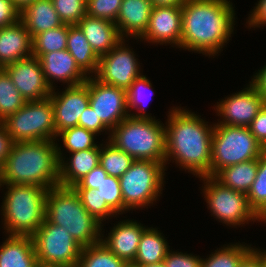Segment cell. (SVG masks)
Here are the masks:
<instances>
[{
  "instance_id": "cell-1",
  "label": "cell",
  "mask_w": 266,
  "mask_h": 267,
  "mask_svg": "<svg viewBox=\"0 0 266 267\" xmlns=\"http://www.w3.org/2000/svg\"><path fill=\"white\" fill-rule=\"evenodd\" d=\"M171 109L167 112L165 122L166 171L167 164L172 160L176 167H181L182 171L184 169L195 177L211 176L214 123L210 124L187 108L173 106Z\"/></svg>"
},
{
  "instance_id": "cell-2",
  "label": "cell",
  "mask_w": 266,
  "mask_h": 267,
  "mask_svg": "<svg viewBox=\"0 0 266 267\" xmlns=\"http://www.w3.org/2000/svg\"><path fill=\"white\" fill-rule=\"evenodd\" d=\"M230 0H186L182 8L180 49L204 56H219L236 25Z\"/></svg>"
},
{
  "instance_id": "cell-3",
  "label": "cell",
  "mask_w": 266,
  "mask_h": 267,
  "mask_svg": "<svg viewBox=\"0 0 266 267\" xmlns=\"http://www.w3.org/2000/svg\"><path fill=\"white\" fill-rule=\"evenodd\" d=\"M57 142H14L0 170V184L36 185L50 189L59 185Z\"/></svg>"
},
{
  "instance_id": "cell-4",
  "label": "cell",
  "mask_w": 266,
  "mask_h": 267,
  "mask_svg": "<svg viewBox=\"0 0 266 267\" xmlns=\"http://www.w3.org/2000/svg\"><path fill=\"white\" fill-rule=\"evenodd\" d=\"M45 219L66 228L82 247L98 244L103 226L83 206L73 187L57 185L48 189Z\"/></svg>"
},
{
  "instance_id": "cell-5",
  "label": "cell",
  "mask_w": 266,
  "mask_h": 267,
  "mask_svg": "<svg viewBox=\"0 0 266 267\" xmlns=\"http://www.w3.org/2000/svg\"><path fill=\"white\" fill-rule=\"evenodd\" d=\"M4 185L6 192L0 212L5 234L32 236L44 222L48 189L36 185L0 184V190Z\"/></svg>"
},
{
  "instance_id": "cell-6",
  "label": "cell",
  "mask_w": 266,
  "mask_h": 267,
  "mask_svg": "<svg viewBox=\"0 0 266 267\" xmlns=\"http://www.w3.org/2000/svg\"><path fill=\"white\" fill-rule=\"evenodd\" d=\"M161 122L157 118L129 116L111 130L108 141L135 160H150L165 165L166 129Z\"/></svg>"
},
{
  "instance_id": "cell-7",
  "label": "cell",
  "mask_w": 266,
  "mask_h": 267,
  "mask_svg": "<svg viewBox=\"0 0 266 267\" xmlns=\"http://www.w3.org/2000/svg\"><path fill=\"white\" fill-rule=\"evenodd\" d=\"M165 171V165L156 161L135 160L132 163L119 178L124 214L157 203L164 190Z\"/></svg>"
},
{
  "instance_id": "cell-8",
  "label": "cell",
  "mask_w": 266,
  "mask_h": 267,
  "mask_svg": "<svg viewBox=\"0 0 266 267\" xmlns=\"http://www.w3.org/2000/svg\"><path fill=\"white\" fill-rule=\"evenodd\" d=\"M266 150L249 127L216 124L212 135L211 177L225 167L259 158Z\"/></svg>"
},
{
  "instance_id": "cell-9",
  "label": "cell",
  "mask_w": 266,
  "mask_h": 267,
  "mask_svg": "<svg viewBox=\"0 0 266 267\" xmlns=\"http://www.w3.org/2000/svg\"><path fill=\"white\" fill-rule=\"evenodd\" d=\"M199 179L204 185L200 190L207 208L216 221L218 219V222L231 228L259 221V217L249 206L247 194L225 187L211 176Z\"/></svg>"
},
{
  "instance_id": "cell-10",
  "label": "cell",
  "mask_w": 266,
  "mask_h": 267,
  "mask_svg": "<svg viewBox=\"0 0 266 267\" xmlns=\"http://www.w3.org/2000/svg\"><path fill=\"white\" fill-rule=\"evenodd\" d=\"M13 142L56 141L53 104L50 98L26 101L2 122Z\"/></svg>"
},
{
  "instance_id": "cell-11",
  "label": "cell",
  "mask_w": 266,
  "mask_h": 267,
  "mask_svg": "<svg viewBox=\"0 0 266 267\" xmlns=\"http://www.w3.org/2000/svg\"><path fill=\"white\" fill-rule=\"evenodd\" d=\"M32 239L39 263L77 267L83 247L72 238L66 228L44 219Z\"/></svg>"
},
{
  "instance_id": "cell-12",
  "label": "cell",
  "mask_w": 266,
  "mask_h": 267,
  "mask_svg": "<svg viewBox=\"0 0 266 267\" xmlns=\"http://www.w3.org/2000/svg\"><path fill=\"white\" fill-rule=\"evenodd\" d=\"M130 39H122L107 54L99 57L98 70L94 77L101 83L127 90L139 77L141 65L138 55L126 43ZM135 53V54H134Z\"/></svg>"
},
{
  "instance_id": "cell-13",
  "label": "cell",
  "mask_w": 266,
  "mask_h": 267,
  "mask_svg": "<svg viewBox=\"0 0 266 267\" xmlns=\"http://www.w3.org/2000/svg\"><path fill=\"white\" fill-rule=\"evenodd\" d=\"M244 89L227 95L214 104L213 109L219 116L216 124L249 127L253 119L265 105L257 88L249 81Z\"/></svg>"
},
{
  "instance_id": "cell-14",
  "label": "cell",
  "mask_w": 266,
  "mask_h": 267,
  "mask_svg": "<svg viewBox=\"0 0 266 267\" xmlns=\"http://www.w3.org/2000/svg\"><path fill=\"white\" fill-rule=\"evenodd\" d=\"M89 87V105L110 130L129 117L126 90L101 83L94 76L85 82Z\"/></svg>"
},
{
  "instance_id": "cell-15",
  "label": "cell",
  "mask_w": 266,
  "mask_h": 267,
  "mask_svg": "<svg viewBox=\"0 0 266 267\" xmlns=\"http://www.w3.org/2000/svg\"><path fill=\"white\" fill-rule=\"evenodd\" d=\"M63 91L52 90L49 96L53 104L56 138L65 129L78 126V121L89 105V87L84 82L67 86Z\"/></svg>"
},
{
  "instance_id": "cell-16",
  "label": "cell",
  "mask_w": 266,
  "mask_h": 267,
  "mask_svg": "<svg viewBox=\"0 0 266 267\" xmlns=\"http://www.w3.org/2000/svg\"><path fill=\"white\" fill-rule=\"evenodd\" d=\"M182 36V8L167 6L153 7L150 14L148 27L144 34L137 40L152 45H171L180 48Z\"/></svg>"
},
{
  "instance_id": "cell-17",
  "label": "cell",
  "mask_w": 266,
  "mask_h": 267,
  "mask_svg": "<svg viewBox=\"0 0 266 267\" xmlns=\"http://www.w3.org/2000/svg\"><path fill=\"white\" fill-rule=\"evenodd\" d=\"M3 69L26 101H39L51 95L52 89L45 80L38 58L19 60Z\"/></svg>"
},
{
  "instance_id": "cell-18",
  "label": "cell",
  "mask_w": 266,
  "mask_h": 267,
  "mask_svg": "<svg viewBox=\"0 0 266 267\" xmlns=\"http://www.w3.org/2000/svg\"><path fill=\"white\" fill-rule=\"evenodd\" d=\"M33 57L39 59L45 80L52 90L56 87L55 81L62 82L67 87L82 84L88 79L67 49L33 54Z\"/></svg>"
},
{
  "instance_id": "cell-19",
  "label": "cell",
  "mask_w": 266,
  "mask_h": 267,
  "mask_svg": "<svg viewBox=\"0 0 266 267\" xmlns=\"http://www.w3.org/2000/svg\"><path fill=\"white\" fill-rule=\"evenodd\" d=\"M119 220L104 236L101 231V242L117 257L126 262H134L142 233L148 228L137 220Z\"/></svg>"
},
{
  "instance_id": "cell-20",
  "label": "cell",
  "mask_w": 266,
  "mask_h": 267,
  "mask_svg": "<svg viewBox=\"0 0 266 267\" xmlns=\"http://www.w3.org/2000/svg\"><path fill=\"white\" fill-rule=\"evenodd\" d=\"M32 56V37L21 20L0 28V68Z\"/></svg>"
},
{
  "instance_id": "cell-21",
  "label": "cell",
  "mask_w": 266,
  "mask_h": 267,
  "mask_svg": "<svg viewBox=\"0 0 266 267\" xmlns=\"http://www.w3.org/2000/svg\"><path fill=\"white\" fill-rule=\"evenodd\" d=\"M152 9L151 0H123L115 23L121 37L138 40L148 27Z\"/></svg>"
},
{
  "instance_id": "cell-22",
  "label": "cell",
  "mask_w": 266,
  "mask_h": 267,
  "mask_svg": "<svg viewBox=\"0 0 266 267\" xmlns=\"http://www.w3.org/2000/svg\"><path fill=\"white\" fill-rule=\"evenodd\" d=\"M76 25L98 57L107 54L123 39L116 24L106 19L86 15Z\"/></svg>"
},
{
  "instance_id": "cell-23",
  "label": "cell",
  "mask_w": 266,
  "mask_h": 267,
  "mask_svg": "<svg viewBox=\"0 0 266 267\" xmlns=\"http://www.w3.org/2000/svg\"><path fill=\"white\" fill-rule=\"evenodd\" d=\"M100 151L101 143L95 148L69 153V158H66V156L58 157L60 161L59 185L73 187L80 182L92 169L99 165Z\"/></svg>"
},
{
  "instance_id": "cell-24",
  "label": "cell",
  "mask_w": 266,
  "mask_h": 267,
  "mask_svg": "<svg viewBox=\"0 0 266 267\" xmlns=\"http://www.w3.org/2000/svg\"><path fill=\"white\" fill-rule=\"evenodd\" d=\"M5 236L0 245V267H35L38 261L32 236Z\"/></svg>"
},
{
  "instance_id": "cell-25",
  "label": "cell",
  "mask_w": 266,
  "mask_h": 267,
  "mask_svg": "<svg viewBox=\"0 0 266 267\" xmlns=\"http://www.w3.org/2000/svg\"><path fill=\"white\" fill-rule=\"evenodd\" d=\"M20 20L29 31L32 39L46 31L60 27L64 23L60 20L52 0H35L20 12Z\"/></svg>"
},
{
  "instance_id": "cell-26",
  "label": "cell",
  "mask_w": 266,
  "mask_h": 267,
  "mask_svg": "<svg viewBox=\"0 0 266 267\" xmlns=\"http://www.w3.org/2000/svg\"><path fill=\"white\" fill-rule=\"evenodd\" d=\"M67 50L88 77L96 74L99 57L92 50L91 45L77 25L68 24Z\"/></svg>"
},
{
  "instance_id": "cell-27",
  "label": "cell",
  "mask_w": 266,
  "mask_h": 267,
  "mask_svg": "<svg viewBox=\"0 0 266 267\" xmlns=\"http://www.w3.org/2000/svg\"><path fill=\"white\" fill-rule=\"evenodd\" d=\"M158 228L148 227L141 236L135 264L139 266L162 262L170 250L166 237Z\"/></svg>"
},
{
  "instance_id": "cell-28",
  "label": "cell",
  "mask_w": 266,
  "mask_h": 267,
  "mask_svg": "<svg viewBox=\"0 0 266 267\" xmlns=\"http://www.w3.org/2000/svg\"><path fill=\"white\" fill-rule=\"evenodd\" d=\"M258 158L220 170L214 178L222 185L247 194L257 176Z\"/></svg>"
},
{
  "instance_id": "cell-29",
  "label": "cell",
  "mask_w": 266,
  "mask_h": 267,
  "mask_svg": "<svg viewBox=\"0 0 266 267\" xmlns=\"http://www.w3.org/2000/svg\"><path fill=\"white\" fill-rule=\"evenodd\" d=\"M153 90L152 83L146 75L141 74L132 82L131 86L126 90L127 110L130 117L155 119V116L152 117V114L147 113V110H145L146 104H149L151 96L154 95ZM132 109L138 112L134 113Z\"/></svg>"
},
{
  "instance_id": "cell-30",
  "label": "cell",
  "mask_w": 266,
  "mask_h": 267,
  "mask_svg": "<svg viewBox=\"0 0 266 267\" xmlns=\"http://www.w3.org/2000/svg\"><path fill=\"white\" fill-rule=\"evenodd\" d=\"M96 136L98 135L93 131L79 126L63 130L57 135L58 138H56V142L62 141L61 143H63V145L57 143L58 157H64V155L67 157V155L63 153L65 150L67 153H72L95 148L98 145V142H95V139H97ZM61 145L64 147L63 149Z\"/></svg>"
},
{
  "instance_id": "cell-31",
  "label": "cell",
  "mask_w": 266,
  "mask_h": 267,
  "mask_svg": "<svg viewBox=\"0 0 266 267\" xmlns=\"http://www.w3.org/2000/svg\"><path fill=\"white\" fill-rule=\"evenodd\" d=\"M134 161L133 157L116 148L108 140L101 143L99 165L109 176L120 178L127 172Z\"/></svg>"
},
{
  "instance_id": "cell-32",
  "label": "cell",
  "mask_w": 266,
  "mask_h": 267,
  "mask_svg": "<svg viewBox=\"0 0 266 267\" xmlns=\"http://www.w3.org/2000/svg\"><path fill=\"white\" fill-rule=\"evenodd\" d=\"M252 244L232 242L202 258L201 267H238L242 258L252 249Z\"/></svg>"
},
{
  "instance_id": "cell-33",
  "label": "cell",
  "mask_w": 266,
  "mask_h": 267,
  "mask_svg": "<svg viewBox=\"0 0 266 267\" xmlns=\"http://www.w3.org/2000/svg\"><path fill=\"white\" fill-rule=\"evenodd\" d=\"M26 100L16 89L8 73L0 69V123L5 121L10 115L16 113Z\"/></svg>"
},
{
  "instance_id": "cell-34",
  "label": "cell",
  "mask_w": 266,
  "mask_h": 267,
  "mask_svg": "<svg viewBox=\"0 0 266 267\" xmlns=\"http://www.w3.org/2000/svg\"><path fill=\"white\" fill-rule=\"evenodd\" d=\"M124 263L100 241L82 248L77 267H122Z\"/></svg>"
},
{
  "instance_id": "cell-35",
  "label": "cell",
  "mask_w": 266,
  "mask_h": 267,
  "mask_svg": "<svg viewBox=\"0 0 266 267\" xmlns=\"http://www.w3.org/2000/svg\"><path fill=\"white\" fill-rule=\"evenodd\" d=\"M68 24L46 30L32 39L33 54H45L67 49Z\"/></svg>"
},
{
  "instance_id": "cell-36",
  "label": "cell",
  "mask_w": 266,
  "mask_h": 267,
  "mask_svg": "<svg viewBox=\"0 0 266 267\" xmlns=\"http://www.w3.org/2000/svg\"><path fill=\"white\" fill-rule=\"evenodd\" d=\"M247 198L249 206L260 218L266 212V151L258 158L257 176Z\"/></svg>"
},
{
  "instance_id": "cell-37",
  "label": "cell",
  "mask_w": 266,
  "mask_h": 267,
  "mask_svg": "<svg viewBox=\"0 0 266 267\" xmlns=\"http://www.w3.org/2000/svg\"><path fill=\"white\" fill-rule=\"evenodd\" d=\"M83 206L92 215L97 221H99L102 225L104 221L112 219L116 217L118 214L105 202L102 200L98 193H95L92 189H74ZM112 217V218H110ZM103 222V223H102Z\"/></svg>"
},
{
  "instance_id": "cell-38",
  "label": "cell",
  "mask_w": 266,
  "mask_h": 267,
  "mask_svg": "<svg viewBox=\"0 0 266 267\" xmlns=\"http://www.w3.org/2000/svg\"><path fill=\"white\" fill-rule=\"evenodd\" d=\"M52 3L64 24L76 25L87 15V0H52Z\"/></svg>"
},
{
  "instance_id": "cell-39",
  "label": "cell",
  "mask_w": 266,
  "mask_h": 267,
  "mask_svg": "<svg viewBox=\"0 0 266 267\" xmlns=\"http://www.w3.org/2000/svg\"><path fill=\"white\" fill-rule=\"evenodd\" d=\"M98 193L102 200L118 214H123V199L122 192L119 183V178L113 176H107L99 185L98 189L94 190Z\"/></svg>"
},
{
  "instance_id": "cell-40",
  "label": "cell",
  "mask_w": 266,
  "mask_h": 267,
  "mask_svg": "<svg viewBox=\"0 0 266 267\" xmlns=\"http://www.w3.org/2000/svg\"><path fill=\"white\" fill-rule=\"evenodd\" d=\"M123 0H87V15L116 23Z\"/></svg>"
},
{
  "instance_id": "cell-41",
  "label": "cell",
  "mask_w": 266,
  "mask_h": 267,
  "mask_svg": "<svg viewBox=\"0 0 266 267\" xmlns=\"http://www.w3.org/2000/svg\"><path fill=\"white\" fill-rule=\"evenodd\" d=\"M163 262L166 267H201L202 258L187 252L169 250Z\"/></svg>"
},
{
  "instance_id": "cell-42",
  "label": "cell",
  "mask_w": 266,
  "mask_h": 267,
  "mask_svg": "<svg viewBox=\"0 0 266 267\" xmlns=\"http://www.w3.org/2000/svg\"><path fill=\"white\" fill-rule=\"evenodd\" d=\"M78 126L93 131L98 136L99 134H103L102 132L105 131V134L108 135L106 140H108L110 137L111 130L99 118H97V115L90 105H88L85 111H83L81 114L78 121Z\"/></svg>"
},
{
  "instance_id": "cell-43",
  "label": "cell",
  "mask_w": 266,
  "mask_h": 267,
  "mask_svg": "<svg viewBox=\"0 0 266 267\" xmlns=\"http://www.w3.org/2000/svg\"><path fill=\"white\" fill-rule=\"evenodd\" d=\"M107 176L108 174L104 171V169L100 165H97L80 182L75 184L73 188L92 190L98 189L102 180Z\"/></svg>"
},
{
  "instance_id": "cell-44",
  "label": "cell",
  "mask_w": 266,
  "mask_h": 267,
  "mask_svg": "<svg viewBox=\"0 0 266 267\" xmlns=\"http://www.w3.org/2000/svg\"><path fill=\"white\" fill-rule=\"evenodd\" d=\"M20 20V11L12 0H0V28L15 24Z\"/></svg>"
},
{
  "instance_id": "cell-45",
  "label": "cell",
  "mask_w": 266,
  "mask_h": 267,
  "mask_svg": "<svg viewBox=\"0 0 266 267\" xmlns=\"http://www.w3.org/2000/svg\"><path fill=\"white\" fill-rule=\"evenodd\" d=\"M251 134L266 150V104L259 111L249 126Z\"/></svg>"
},
{
  "instance_id": "cell-46",
  "label": "cell",
  "mask_w": 266,
  "mask_h": 267,
  "mask_svg": "<svg viewBox=\"0 0 266 267\" xmlns=\"http://www.w3.org/2000/svg\"><path fill=\"white\" fill-rule=\"evenodd\" d=\"M255 5L246 21L248 25L246 27L249 29L254 28V30L255 28L266 26V0H258Z\"/></svg>"
},
{
  "instance_id": "cell-47",
  "label": "cell",
  "mask_w": 266,
  "mask_h": 267,
  "mask_svg": "<svg viewBox=\"0 0 266 267\" xmlns=\"http://www.w3.org/2000/svg\"><path fill=\"white\" fill-rule=\"evenodd\" d=\"M13 140L3 123H0V170L10 154Z\"/></svg>"
},
{
  "instance_id": "cell-48",
  "label": "cell",
  "mask_w": 266,
  "mask_h": 267,
  "mask_svg": "<svg viewBox=\"0 0 266 267\" xmlns=\"http://www.w3.org/2000/svg\"><path fill=\"white\" fill-rule=\"evenodd\" d=\"M251 77L250 82L257 88L266 104V64Z\"/></svg>"
},
{
  "instance_id": "cell-49",
  "label": "cell",
  "mask_w": 266,
  "mask_h": 267,
  "mask_svg": "<svg viewBox=\"0 0 266 267\" xmlns=\"http://www.w3.org/2000/svg\"><path fill=\"white\" fill-rule=\"evenodd\" d=\"M238 267H262L258 254L251 249L240 261Z\"/></svg>"
},
{
  "instance_id": "cell-50",
  "label": "cell",
  "mask_w": 266,
  "mask_h": 267,
  "mask_svg": "<svg viewBox=\"0 0 266 267\" xmlns=\"http://www.w3.org/2000/svg\"><path fill=\"white\" fill-rule=\"evenodd\" d=\"M153 7H181L186 0H151Z\"/></svg>"
},
{
  "instance_id": "cell-51",
  "label": "cell",
  "mask_w": 266,
  "mask_h": 267,
  "mask_svg": "<svg viewBox=\"0 0 266 267\" xmlns=\"http://www.w3.org/2000/svg\"><path fill=\"white\" fill-rule=\"evenodd\" d=\"M254 247L255 246H252V249L258 254L262 267H266V250L262 249V251L260 248Z\"/></svg>"
},
{
  "instance_id": "cell-52",
  "label": "cell",
  "mask_w": 266,
  "mask_h": 267,
  "mask_svg": "<svg viewBox=\"0 0 266 267\" xmlns=\"http://www.w3.org/2000/svg\"><path fill=\"white\" fill-rule=\"evenodd\" d=\"M14 5L19 9V11L21 12V10L23 8H25L28 4L33 3L35 0H12Z\"/></svg>"
},
{
  "instance_id": "cell-53",
  "label": "cell",
  "mask_w": 266,
  "mask_h": 267,
  "mask_svg": "<svg viewBox=\"0 0 266 267\" xmlns=\"http://www.w3.org/2000/svg\"><path fill=\"white\" fill-rule=\"evenodd\" d=\"M140 267H166L164 262L156 263V264H148V265H143Z\"/></svg>"
},
{
  "instance_id": "cell-54",
  "label": "cell",
  "mask_w": 266,
  "mask_h": 267,
  "mask_svg": "<svg viewBox=\"0 0 266 267\" xmlns=\"http://www.w3.org/2000/svg\"><path fill=\"white\" fill-rule=\"evenodd\" d=\"M35 267H64V266H58V265H50V264H42V263H37Z\"/></svg>"
},
{
  "instance_id": "cell-55",
  "label": "cell",
  "mask_w": 266,
  "mask_h": 267,
  "mask_svg": "<svg viewBox=\"0 0 266 267\" xmlns=\"http://www.w3.org/2000/svg\"><path fill=\"white\" fill-rule=\"evenodd\" d=\"M122 267H140L139 265L133 263V262H126Z\"/></svg>"
},
{
  "instance_id": "cell-56",
  "label": "cell",
  "mask_w": 266,
  "mask_h": 267,
  "mask_svg": "<svg viewBox=\"0 0 266 267\" xmlns=\"http://www.w3.org/2000/svg\"><path fill=\"white\" fill-rule=\"evenodd\" d=\"M261 221V223H266V212L259 218V222Z\"/></svg>"
}]
</instances>
